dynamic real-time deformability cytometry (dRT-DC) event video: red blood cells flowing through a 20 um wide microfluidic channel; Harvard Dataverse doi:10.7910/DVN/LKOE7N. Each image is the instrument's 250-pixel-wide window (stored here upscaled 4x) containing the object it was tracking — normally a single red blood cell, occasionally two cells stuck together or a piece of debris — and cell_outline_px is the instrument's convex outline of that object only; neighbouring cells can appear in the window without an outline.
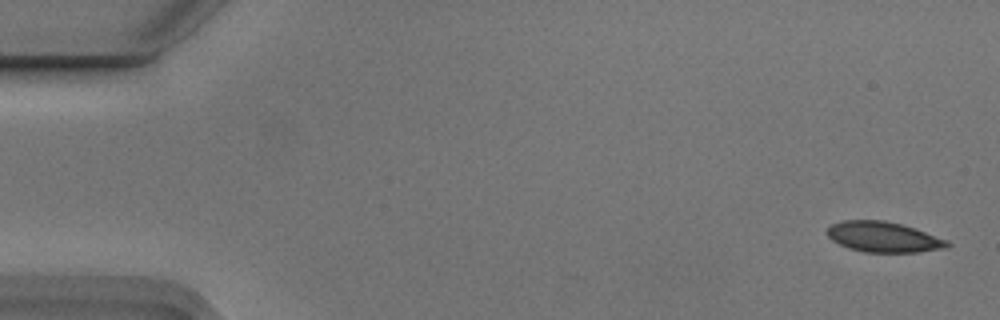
{"species": "Egyptian fruit bat (a non-hibernating species)", "species_latin": "Rousettus aegyptiacus", "temperature_condition": "cold", "stored_images_in_passage": 6, "camera_frame_rate_fps": 3000, "um_per_image_px": 0.085, "animal": {"sex": "male"}, "frame": {"image": 1, "passage_image": 1, "time_ms": 0.0, "image_size_px": [1000, 320], "cell_outline_px": [[952, 244], [948, 248], [920, 252], [864, 252], [848, 248], [832, 240], [828, 236], [828, 228], [832, 224], [844, 220], [884, 220], [916, 228], [948, 240]], "centroid_in_image_um": [75.15, 20.15], "position_along_channel_um": 9.8, "area_um2": 21.39}}